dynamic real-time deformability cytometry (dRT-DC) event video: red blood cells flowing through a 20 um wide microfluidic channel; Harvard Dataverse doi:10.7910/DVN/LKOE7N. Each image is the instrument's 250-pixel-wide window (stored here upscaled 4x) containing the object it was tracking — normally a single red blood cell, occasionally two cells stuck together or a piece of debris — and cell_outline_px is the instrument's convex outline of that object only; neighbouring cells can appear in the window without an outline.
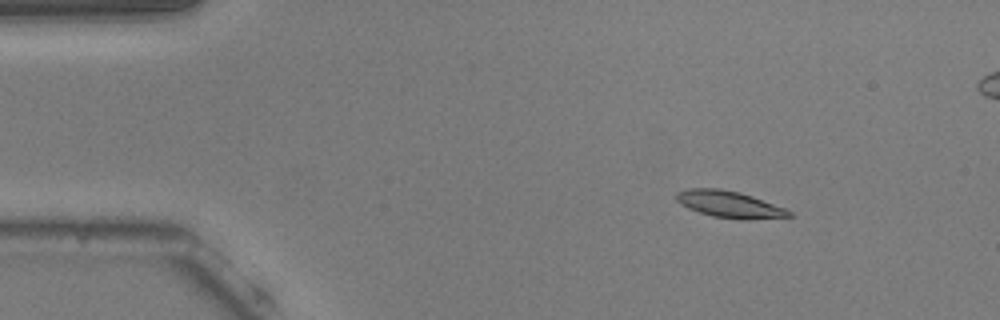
{"species": "common noctule bat (a hibernating species)", "species_latin": "Nyctalus noctula", "temperature_condition": "warm", "stored_images_in_passage": 54, "camera_frame_rate_fps": 3000, "um_per_image_px": 0.085, "animal": {"sex": "male", "body_mass_g": 20.5, "forearm_length_mm": 52.5}, "frame": {"image": 1, "passage_image": 7, "time_ms": 2.0, "image_size_px": [1000, 320], "cell_outline_px": [[792, 216], [748, 220], [740, 220], [712, 216], [688, 208], [680, 204], [676, 200], [676, 192], [688, 188], [720, 188], [740, 192], [752, 196], [784, 208], [792, 212]], "centroid_in_image_um": [61.97, 17.37], "position_along_channel_um": 23.0, "area_um2": 17.57}}
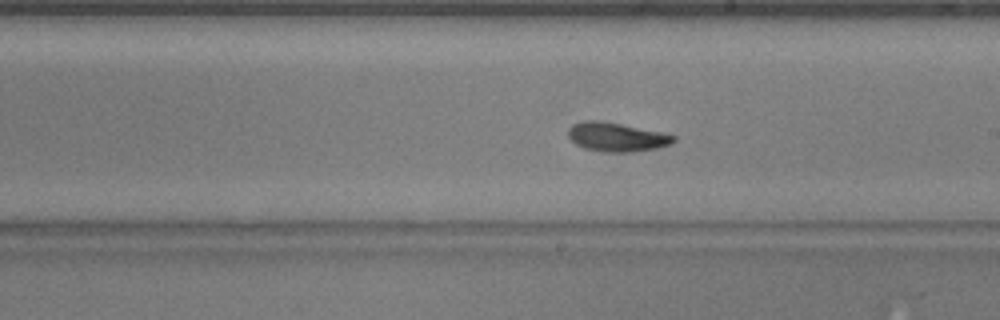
{"frame": {"image": 2, "passage_image": 30, "time_ms": 9.667, "image_size_px": [1000, 320], "cell_outline_px": [[676, 140], [672, 144], [656, 148], [632, 152], [600, 152], [584, 148], [576, 144], [568, 136], [568, 128], [572, 124], [584, 120], [596, 120], [620, 124], [660, 132], [676, 136]], "centroid_in_image_um": [52.39, 11.65], "position_along_channel_um": 236.6, "area_um2": 17.74}}
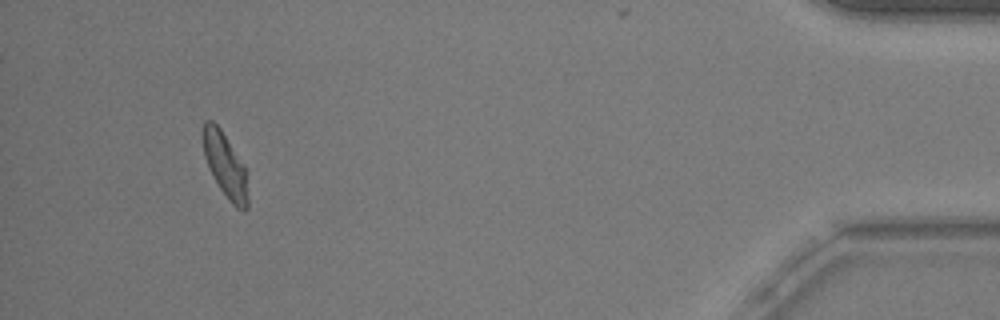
{"frame": {"image": 3, "passage_image": 50, "time_ms": 16.333, "image_size_px": [1000, 320], "cell_outline_px": [[248, 208], [244, 212], [236, 208], [228, 200], [220, 188], [208, 168], [204, 156], [200, 132], [204, 120], [212, 120], [220, 128], [244, 164], [248, 200]], "centroid_in_image_um": [19.1, 14.01], "position_along_channel_um": 416.1, "area_um2": 17.17}, "authors_computed_cell_mechanics": {"area_um2": 17.34, "velocity_mm_per_s": 3.7459, "shape_relaxation_time_tau1_ms": 5.7826, "shape_relaxation_time_tau2_ms": 6.3897, "deformation_change_tau1": 0.1822, "deformation_change_tau2": 0.1005}}